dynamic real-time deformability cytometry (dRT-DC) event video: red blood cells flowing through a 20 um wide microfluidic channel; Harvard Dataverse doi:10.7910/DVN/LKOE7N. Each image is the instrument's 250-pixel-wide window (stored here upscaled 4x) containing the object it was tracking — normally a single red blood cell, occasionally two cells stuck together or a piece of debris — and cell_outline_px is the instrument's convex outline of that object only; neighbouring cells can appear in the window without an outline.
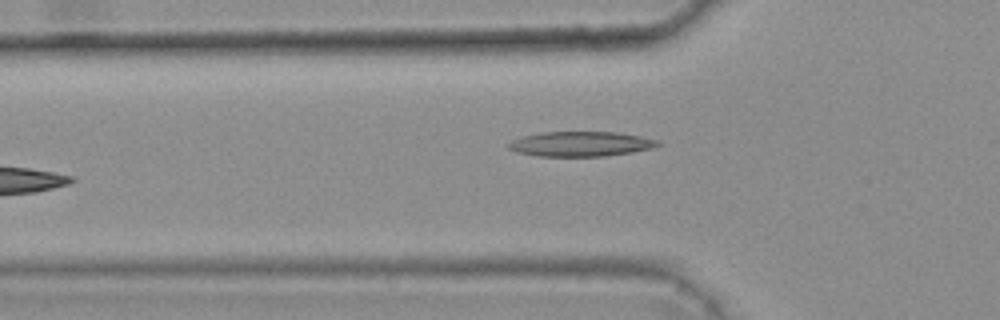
{"species": "common noctule bat (a hibernating species)", "species_latin": "Nyctalus noctula", "temperature_condition": "warm", "stored_images_in_passage": 6, "camera_frame_rate_fps": 3000, "um_per_image_px": 0.085, "animal": {"sex": "female", "body_mass_g": 25.1}, "frame": {"image": 1, "passage_image": 5, "time_ms": 1.333, "image_size_px": [1000, 320], "cell_outline_px": [[660, 144], [652, 148], [632, 152], [604, 156], [536, 156], [516, 152], [508, 148], [508, 144], [512, 140], [520, 136], [540, 132], [616, 132], [640, 136], [660, 140]], "centroid_in_image_um": [49.33, 12.23], "position_along_channel_um": 76.5, "area_um2": 21.73}}
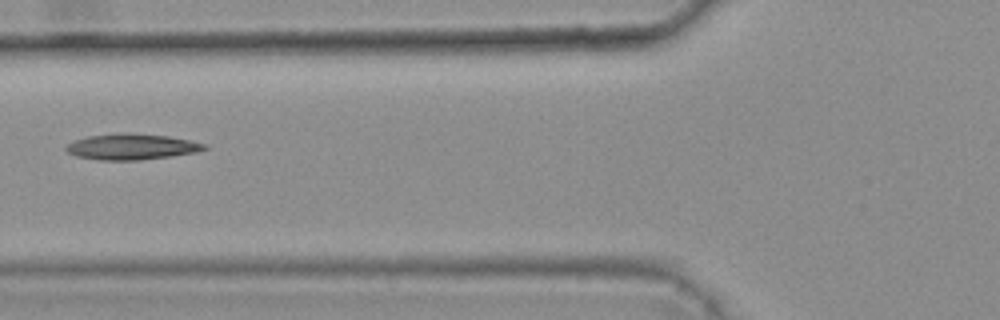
{"frame": {"image": 2, "passage_image": 6, "time_ms": 1.667, "image_size_px": [1000, 320], "cell_outline_px": [[208, 148], [196, 152], [172, 156], [140, 160], [100, 160], [76, 156], [68, 152], [64, 148], [72, 140], [88, 136], [124, 132], [128, 132], [168, 136], [208, 144]], "centroid_in_image_um": [11.18, 12.46], "position_along_channel_um": 114.6, "area_um2": 20.98}}